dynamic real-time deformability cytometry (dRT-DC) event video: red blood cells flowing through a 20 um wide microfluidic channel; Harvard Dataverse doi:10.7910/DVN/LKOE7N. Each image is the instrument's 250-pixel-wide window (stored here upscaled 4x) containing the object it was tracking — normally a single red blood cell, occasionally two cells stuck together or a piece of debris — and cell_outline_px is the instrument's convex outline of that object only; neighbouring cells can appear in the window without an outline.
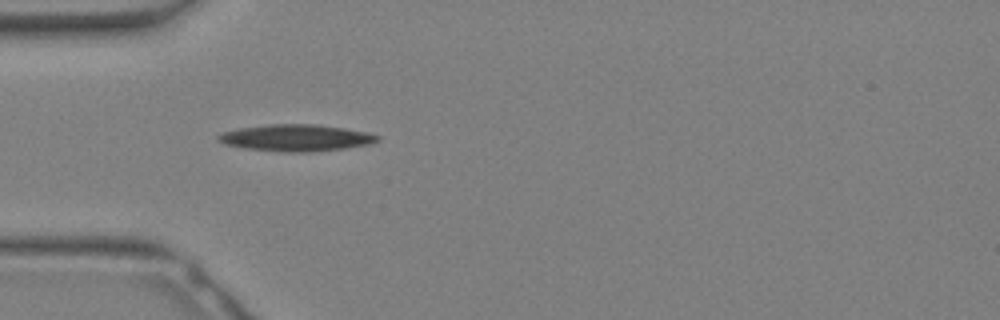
{"species": "Egyptian fruit bat (a non-hibernating species)", "species_latin": "Rousettus aegyptiacus", "temperature_condition": "warm", "stored_images_in_passage": 4, "camera_frame_rate_fps": 3000, "um_per_image_px": 0.085, "animal": {"sex": "female"}, "frame": {"image": 1, "passage_image": 2, "time_ms": 0.333, "image_size_px": [1000, 320], "cell_outline_px": [[380, 140], [368, 144], [344, 148], [308, 152], [280, 152], [244, 148], [224, 144], [216, 140], [216, 136], [224, 132], [240, 128], [268, 124], [316, 124], [344, 128], [368, 132], [380, 136]], "centroid_in_image_um": [25.15, 11.71], "position_along_channel_um": 59.9, "area_um2": 24.8}}